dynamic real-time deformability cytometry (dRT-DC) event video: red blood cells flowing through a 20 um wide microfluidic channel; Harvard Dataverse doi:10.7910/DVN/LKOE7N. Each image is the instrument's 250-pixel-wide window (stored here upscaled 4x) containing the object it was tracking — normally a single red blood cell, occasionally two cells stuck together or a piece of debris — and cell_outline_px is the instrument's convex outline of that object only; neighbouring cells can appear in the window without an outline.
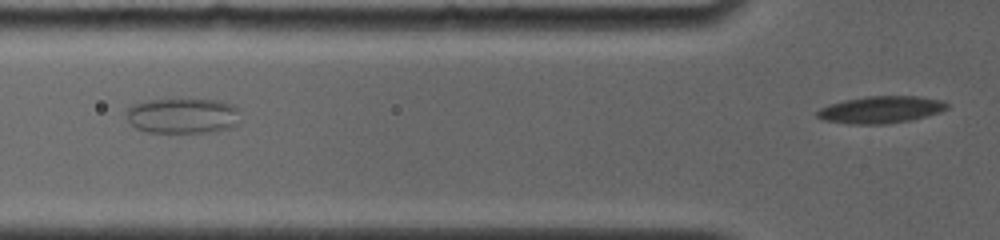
{"species": "common noctule bat (a hibernating species)", "species_latin": "Nyctalus noctula", "temperature_condition": "room temperature", "stored_images_in_passage": 17, "camera_frame_rate_fps": 4000, "um_per_image_px": 0.085, "animal": {"sex": "female", "body_mass_g": 19.0, "forearm_length_mm": 56.7}, "frame": {"image": 1, "passage_image": 6, "time_ms": 3.0, "image_size_px": [1000, 240], "cell_outline_px": [[240, 124], [232, 128], [216, 132], [148, 132], [136, 128], [128, 120], [124, 112], [132, 104], [148, 100], [220, 100], [232, 104], [236, 108]], "centroid_in_image_um": [15.54, 9.85], "position_along_channel_um": 110.3, "area_um2": 23.64}}
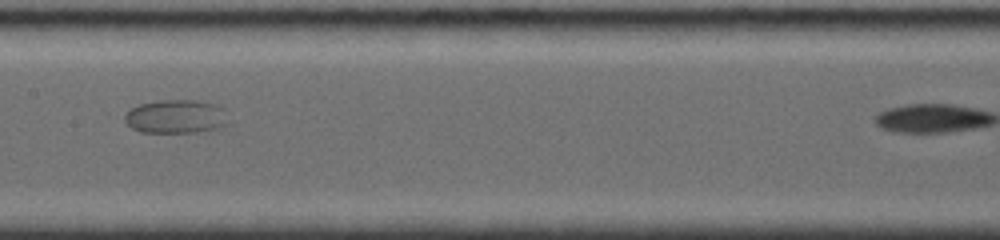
{"frame": {"image": 2, "passage_image": 10, "time_ms": 5.25, "image_size_px": [1000, 240], "cell_outline_px": [[228, 124], [216, 128], [196, 132], [140, 132], [132, 128], [124, 120], [124, 116], [132, 108], [140, 104], [160, 100], [196, 100], [212, 104], [224, 108], [228, 120]], "centroid_in_image_um": [14.96, 9.91], "position_along_channel_um": 192.4, "area_um2": 20.17}}
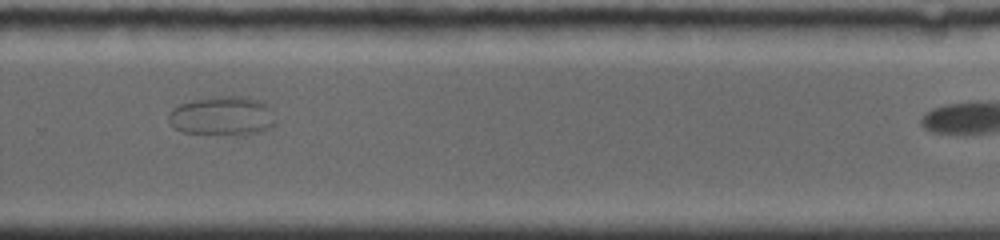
{"frame": {"image": 3, "passage_image": 15, "time_ms": 8.5, "image_size_px": [1000, 240], "cell_outline_px": [[276, 124], [260, 132], [244, 136], [184, 132], [176, 128], [172, 124], [168, 116], [168, 112], [172, 108], [180, 104], [192, 100], [216, 96], [240, 96], [260, 100], [268, 108], [276, 120]], "centroid_in_image_um": [18.91, 9.87], "position_along_channel_um": 310.9, "area_um2": 24.45}}